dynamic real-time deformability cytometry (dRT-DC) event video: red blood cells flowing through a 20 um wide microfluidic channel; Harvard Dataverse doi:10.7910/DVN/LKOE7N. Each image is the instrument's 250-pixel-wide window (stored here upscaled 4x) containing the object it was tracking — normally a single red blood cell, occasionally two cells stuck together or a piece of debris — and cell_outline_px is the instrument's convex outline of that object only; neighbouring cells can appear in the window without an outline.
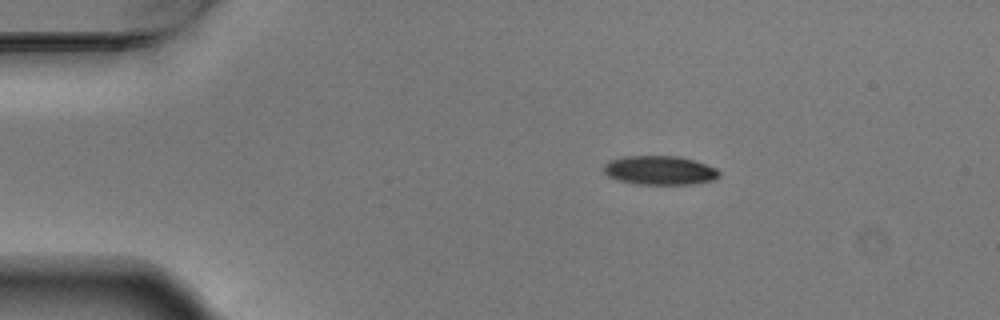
{"species": "Egyptian fruit bat (a non-hibernating species)", "species_latin": "Rousettus aegyptiacus", "temperature_condition": "warm", "stored_images_in_passage": 4, "camera_frame_rate_fps": 3000, "um_per_image_px": 0.085, "animal": {"sex": "male"}, "frame": {"image": 1, "passage_image": 2, "time_ms": 0.333, "image_size_px": [1000, 320], "cell_outline_px": [[720, 176], [716, 180], [692, 184], [636, 184], [620, 180], [608, 176], [604, 172], [604, 164], [608, 160], [624, 156], [676, 156], [692, 160], [716, 168], [720, 172]], "centroid_in_image_um": [56.08, 14.48], "position_along_channel_um": 28.9, "area_um2": 19.48}}